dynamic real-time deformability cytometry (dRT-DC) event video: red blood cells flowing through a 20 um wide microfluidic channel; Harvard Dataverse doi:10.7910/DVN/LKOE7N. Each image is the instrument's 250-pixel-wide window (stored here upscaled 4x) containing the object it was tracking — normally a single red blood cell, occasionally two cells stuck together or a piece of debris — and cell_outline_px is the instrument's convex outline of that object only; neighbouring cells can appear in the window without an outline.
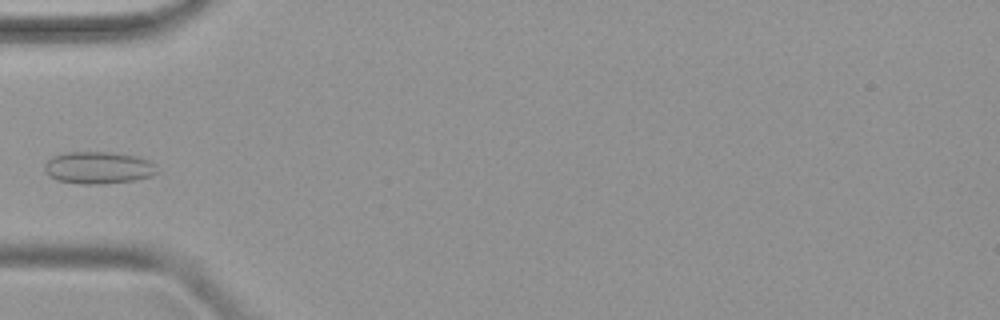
{"species": "common noctule bat (a hibernating species)", "species_latin": "Nyctalus noctula", "temperature_condition": "warm", "stored_images_in_passage": 3, "camera_frame_rate_fps": 3000, "um_per_image_px": 0.085, "animal": {"sex": "female", "body_mass_g": 19.9}, "frame": {"image": 1, "passage_image": 3, "time_ms": 0.667, "image_size_px": [1000, 320], "cell_outline_px": [[156, 172], [152, 176], [136, 180], [100, 184], [80, 184], [56, 180], [48, 176], [44, 172], [44, 164], [52, 156], [64, 152], [112, 152], [136, 156], [148, 160], [156, 164]], "centroid_in_image_um": [8.32, 14.25], "position_along_channel_um": 76.7, "area_um2": 21.33}}